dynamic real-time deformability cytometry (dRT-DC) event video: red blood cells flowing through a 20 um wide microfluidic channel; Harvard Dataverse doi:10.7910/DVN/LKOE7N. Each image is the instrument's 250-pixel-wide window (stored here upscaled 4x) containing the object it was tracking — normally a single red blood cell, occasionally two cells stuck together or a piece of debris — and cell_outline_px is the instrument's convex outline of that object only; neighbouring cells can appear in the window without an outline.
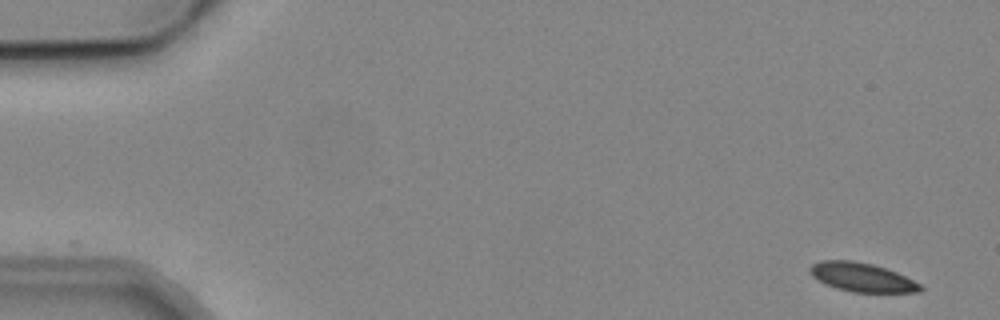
{"species": "common noctule bat (a hibernating species)", "species_latin": "Nyctalus noctula", "temperature_condition": "cold", "stored_images_in_passage": 5, "camera_frame_rate_fps": 3000, "um_per_image_px": 0.085, "animal": {"sex": "male", "body_mass_g": 19.2, "forearm_length_mm": 51.8}, "frame": {"image": 1, "passage_image": 1, "time_ms": 0.0, "image_size_px": [1000, 320], "cell_outline_px": [[924, 288], [920, 292], [852, 292], [836, 288], [824, 284], [812, 276], [808, 268], [812, 264], [820, 260], [852, 260], [872, 264], [896, 272], [920, 284]], "centroid_in_image_um": [73.22, 23.56], "position_along_channel_um": 11.8, "area_um2": 18.55}}
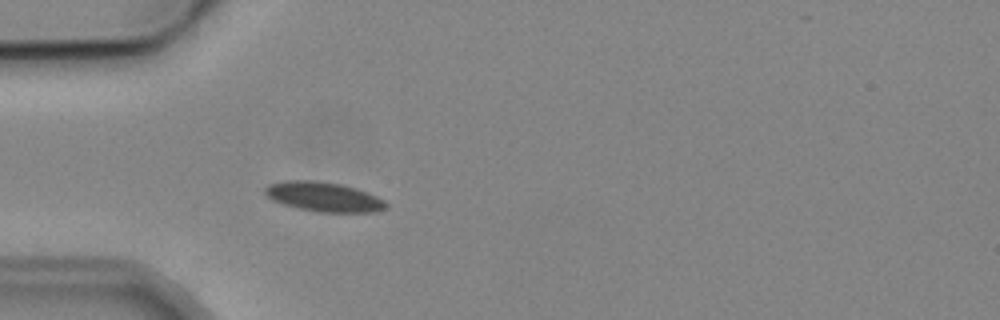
{"frame": {"image": 2, "passage_image": 5, "time_ms": 4.667, "image_size_px": [1000, 320], "cell_outline_px": [[388, 204], [384, 208], [372, 212], [316, 212], [284, 204], [272, 200], [264, 192], [264, 188], [268, 184], [284, 180], [312, 180], [340, 184], [356, 188], [368, 192], [384, 200]], "centroid_in_image_um": [27.49, 16.72], "position_along_channel_um": 57.5, "area_um2": 20.75}}